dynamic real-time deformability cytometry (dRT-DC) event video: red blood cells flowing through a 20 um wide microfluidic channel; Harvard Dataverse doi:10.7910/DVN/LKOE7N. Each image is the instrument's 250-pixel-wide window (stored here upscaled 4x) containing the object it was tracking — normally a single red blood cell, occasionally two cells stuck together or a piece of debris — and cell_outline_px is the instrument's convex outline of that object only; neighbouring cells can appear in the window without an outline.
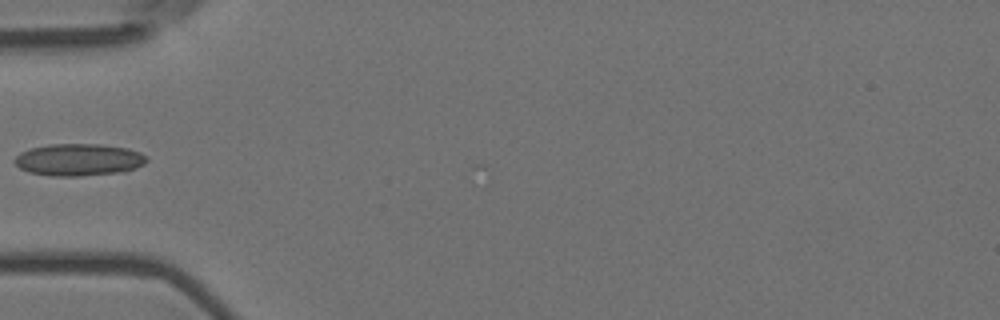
{"species": "Egyptian fruit bat (a non-hibernating species)", "species_latin": "Rousettus aegyptiacus", "temperature_condition": "room temperature", "stored_images_in_passage": 5, "camera_frame_rate_fps": 3000, "um_per_image_px": 0.085, "animal": {"sex": "female"}, "frame": {"image": 1, "passage_image": 5, "time_ms": 1.333, "image_size_px": [1000, 320], "cell_outline_px": [[148, 160], [144, 164], [136, 168], [124, 172], [80, 176], [52, 176], [28, 172], [20, 168], [12, 160], [20, 152], [32, 148], [48, 144], [100, 144], [128, 148], [140, 152], [148, 156]], "centroid_in_image_um": [6.71, 13.58], "position_along_channel_um": 78.3, "area_um2": 24.97}}